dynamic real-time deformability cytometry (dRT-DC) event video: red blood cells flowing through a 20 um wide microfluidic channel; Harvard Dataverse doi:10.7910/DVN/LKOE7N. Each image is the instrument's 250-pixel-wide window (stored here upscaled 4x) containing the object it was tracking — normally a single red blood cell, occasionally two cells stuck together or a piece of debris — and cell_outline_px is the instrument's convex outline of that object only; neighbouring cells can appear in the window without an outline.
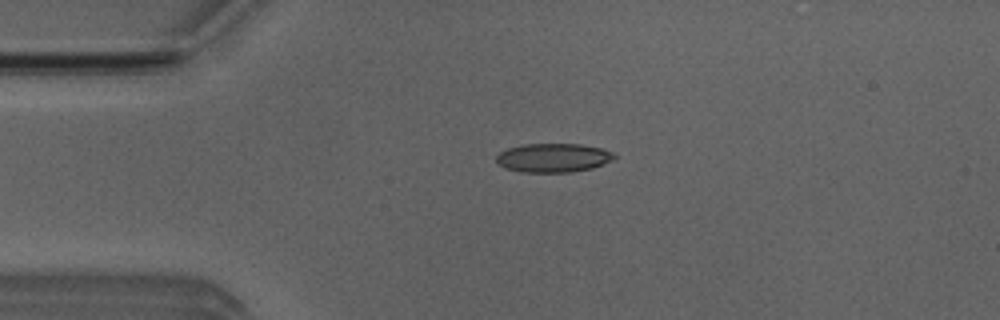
{"species": "Egyptian fruit bat (a non-hibernating species)", "species_latin": "Rousettus aegyptiacus", "temperature_condition": "room temperature", "stored_images_in_passage": 51, "camera_frame_rate_fps": 3000, "um_per_image_px": 0.085, "animal": {"sex": "male"}, "frame": {"image": 1, "passage_image": 11, "time_ms": 3.333, "image_size_px": [1000, 320], "cell_outline_px": [[616, 156], [612, 160], [604, 164], [592, 168], [572, 172], [524, 172], [504, 168], [496, 160], [496, 156], [500, 152], [508, 148], [524, 144], [580, 144], [600, 148], [612, 152]], "centroid_in_image_um": [47.03, 13.41], "position_along_channel_um": 38.0, "area_um2": 19.77}}
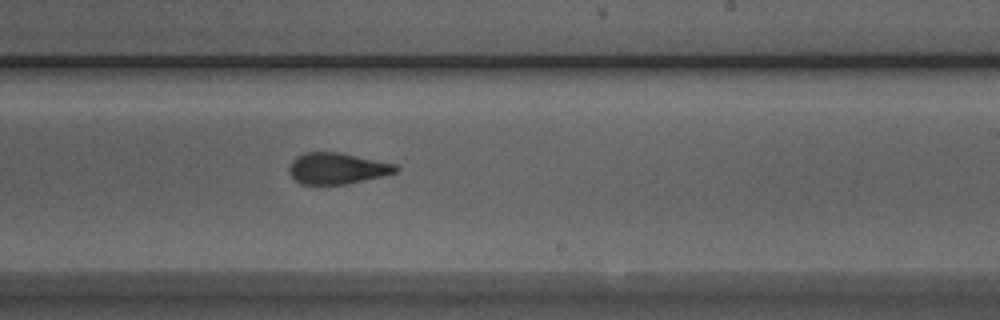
{"frame": {"image": 2, "passage_image": 30, "time_ms": 9.667, "image_size_px": [1000, 320], "cell_outline_px": [[400, 168], [396, 172], [380, 176], [344, 184], [300, 184], [288, 172], [288, 168], [292, 160], [296, 156], [304, 152], [340, 152], [396, 164]], "centroid_in_image_um": [28.62, 14.3], "position_along_channel_um": 260.4, "area_um2": 19.31}}
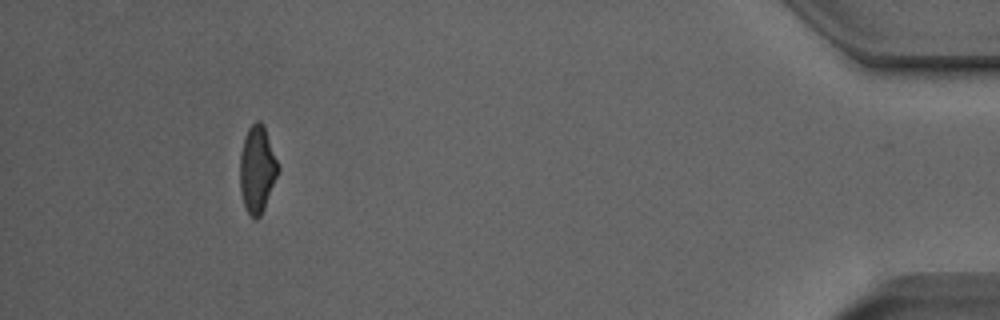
{"frame": {"image": 3, "passage_image": 47, "time_ms": 15.333, "image_size_px": [1000, 320], "cell_outline_px": [[280, 168], [264, 208], [260, 216], [256, 220], [248, 212], [244, 204], [240, 192], [240, 152], [244, 136], [248, 128], [256, 120], [260, 120], [264, 128]], "centroid_in_image_um": [21.84, 14.38], "position_along_channel_um": 413.4, "area_um2": 19.07}, "authors_computed_cell_mechanics": {"area_um2": 19.7676, "velocity_mm_per_s": 3.9408, "shape_relaxation_time_tau1_ms": 7.0182, "shape_relaxation_time_tau2_ms": 1.5805, "deformation_change_tau1": 0.1892, "deformation_change_tau2": 0.0793}}